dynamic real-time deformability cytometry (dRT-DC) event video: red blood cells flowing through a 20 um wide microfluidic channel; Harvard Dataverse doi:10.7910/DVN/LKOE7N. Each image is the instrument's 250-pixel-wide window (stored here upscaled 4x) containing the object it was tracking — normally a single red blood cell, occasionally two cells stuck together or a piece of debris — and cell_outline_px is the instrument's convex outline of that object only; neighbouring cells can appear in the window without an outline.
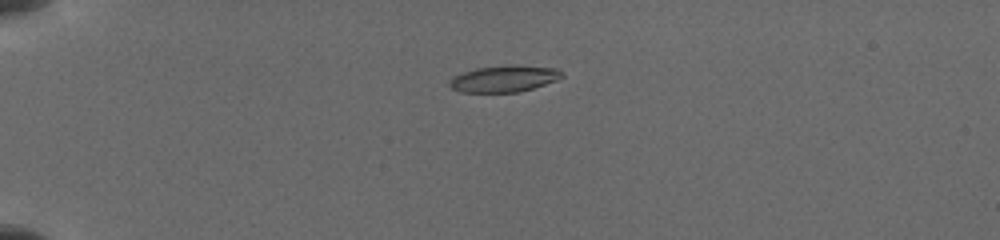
{"species": "common noctule bat (a hibernating species)", "species_latin": "Nyctalus noctula", "temperature_condition": "cold", "stored_images_in_passage": 16, "camera_frame_rate_fps": 3000, "um_per_image_px": 0.085, "animal": {"sex": "female", "body_mass_g": 19.5, "forearm_length_mm": 54.1}, "frame": {"image": 1, "passage_image": 3, "time_ms": 0.333, "image_size_px": [1000, 240], "cell_outline_px": [[564, 76], [556, 80], [520, 92], [460, 92], [452, 88], [448, 84], [448, 80], [452, 76], [476, 68], [512, 64], [516, 64], [556, 68], [564, 72]], "centroid_in_image_um": [42.84, 6.68], "position_along_channel_um": 42.2, "area_um2": 17.57}}
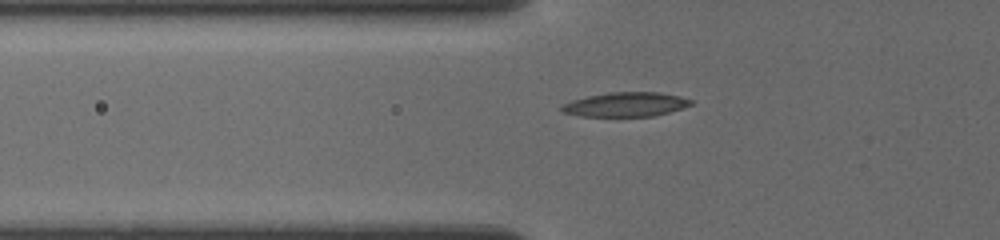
{"frame": {"image": 2, "passage_image": 10, "time_ms": 2.333, "image_size_px": [1000, 240], "cell_outline_px": [[692, 104], [668, 112], [652, 116], [580, 116], [560, 112], [560, 108], [564, 104], [572, 100], [588, 96], [608, 92], [660, 92], [680, 96], [692, 100]], "centroid_in_image_um": [53.15, 8.87], "position_along_channel_um": 72.7, "area_um2": 18.21}}
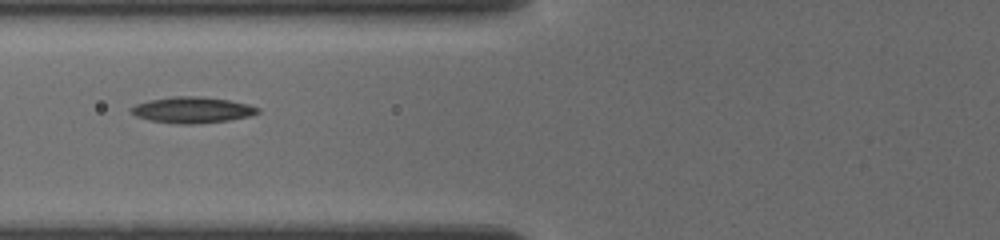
{"frame": {"image": 3, "passage_image": 14, "time_ms": 3.333, "image_size_px": [1000, 240], "cell_outline_px": [[260, 112], [248, 116], [228, 120], [192, 124], [180, 124], [148, 120], [136, 116], [128, 108], [136, 104], [148, 100], [172, 96], [200, 96], [228, 100], [248, 104], [260, 108]], "centroid_in_image_um": [16.31, 9.34], "position_along_channel_um": 109.5, "area_um2": 19.19}}